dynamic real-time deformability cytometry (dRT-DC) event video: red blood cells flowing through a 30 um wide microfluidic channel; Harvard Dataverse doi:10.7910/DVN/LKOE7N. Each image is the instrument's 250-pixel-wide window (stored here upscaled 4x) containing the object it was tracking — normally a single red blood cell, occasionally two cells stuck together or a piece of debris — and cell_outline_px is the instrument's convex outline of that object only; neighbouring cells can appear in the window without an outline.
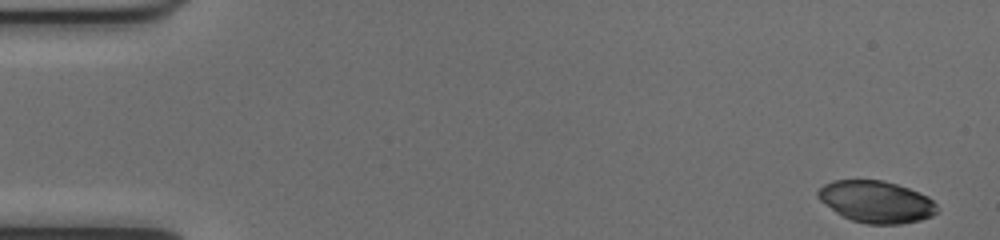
{"species": "common noctule bat (a hibernating species)", "species_latin": "Nyctalus noctula", "temperature_condition": "cold", "stored_images_in_passage": 50, "camera_frame_rate_fps": 3000, "um_per_image_px": 0.085, "animal": {"sex": "female", "body_mass_g": 17.0, "forearm_length_mm": 48.0}, "frame": {"image": 1, "passage_image": 1, "time_ms": 0.0, "image_size_px": [1000, 240], "cell_outline_px": [[936, 212], [932, 216], [920, 220], [900, 224], [868, 224], [852, 220], [836, 212], [820, 200], [816, 196], [816, 192], [824, 184], [832, 180], [880, 180], [896, 184], [908, 188], [928, 196], [936, 204]], "centroid_in_image_um": [74.46, 17.14], "position_along_channel_um": 10.5, "area_um2": 28.84}}
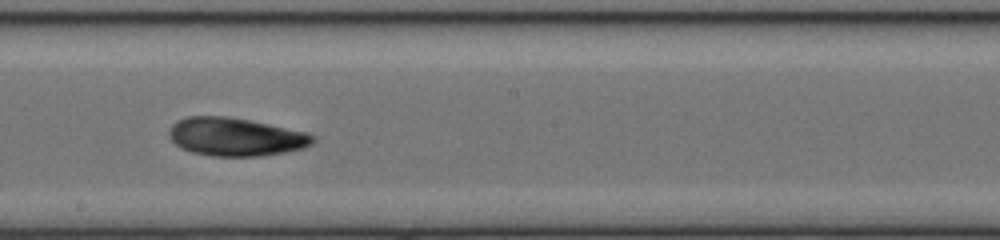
{"frame": {"image": 2, "passage_image": 28, "time_ms": 9.0, "image_size_px": [1000, 240], "cell_outline_px": [[316, 140], [312, 144], [304, 148], [284, 152], [260, 156], [212, 156], [192, 152], [180, 148], [168, 136], [168, 132], [172, 124], [176, 120], [188, 116], [228, 116], [308, 132], [316, 136]], "centroid_in_image_um": [20.02, 11.63], "position_along_channel_um": 228.2, "area_um2": 32.19}}
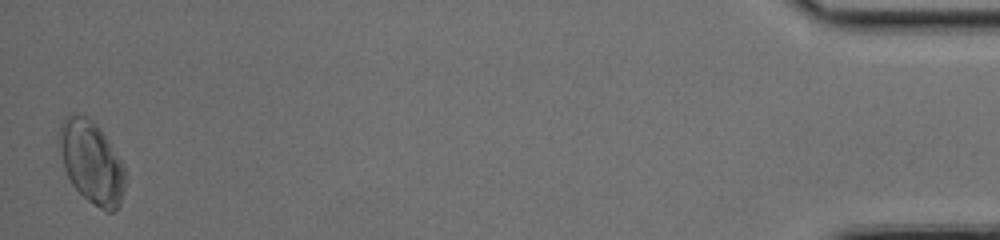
{"frame": {"image": 3, "passage_image": 50, "time_ms": 16.333, "image_size_px": [1000, 240], "cell_outline_px": [[128, 180], [120, 204], [116, 212], [108, 212], [100, 208], [88, 200], [72, 184], [64, 168], [56, 136], [60, 124], [64, 116], [72, 112], [84, 116], [108, 140], [120, 160], [128, 176]], "centroid_in_image_um": [7.77, 13.82], "position_along_channel_um": 427.4, "area_um2": 31.73}}